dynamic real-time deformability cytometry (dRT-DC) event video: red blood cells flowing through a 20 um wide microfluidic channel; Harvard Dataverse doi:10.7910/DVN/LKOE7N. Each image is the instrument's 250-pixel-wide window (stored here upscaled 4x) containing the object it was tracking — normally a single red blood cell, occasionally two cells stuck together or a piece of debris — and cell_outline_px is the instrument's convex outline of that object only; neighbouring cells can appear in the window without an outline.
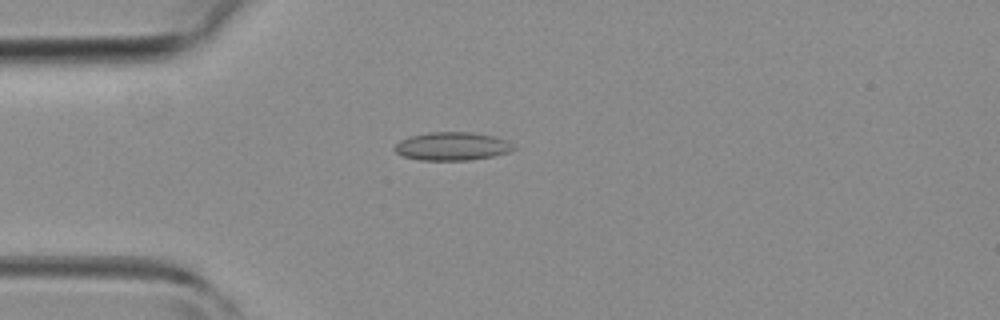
{"species": "common noctule bat (a hibernating species)", "species_latin": "Nyctalus noctula", "temperature_condition": "room temperature", "stored_images_in_passage": 36, "camera_frame_rate_fps": 3000, "um_per_image_px": 0.085, "animal": {"sex": "female", "body_mass_g": 19.3, "forearm_length_mm": 54.1}, "frame": {"image": 1, "passage_image": 3, "time_ms": 0.667, "image_size_px": [1000, 320], "cell_outline_px": [[516, 148], [508, 152], [492, 156], [468, 160], [420, 160], [404, 156], [396, 152], [392, 148], [400, 140], [408, 136], [428, 132], [472, 132], [492, 136], [508, 140]], "centroid_in_image_um": [38.4, 12.42], "position_along_channel_um": 46.6, "area_um2": 19.59}}
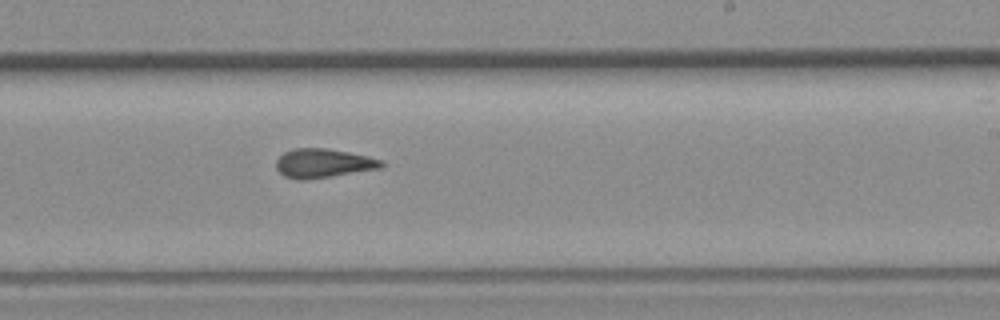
{"frame": {"image": 2, "passage_image": 18, "time_ms": 5.667, "image_size_px": [1000, 320], "cell_outline_px": [[384, 168], [332, 176], [300, 180], [284, 176], [276, 168], [276, 160], [284, 152], [296, 148], [328, 148], [368, 156], [380, 160], [384, 164]], "centroid_in_image_um": [27.49, 13.87], "position_along_channel_um": 261.5, "area_um2": 17.74}}
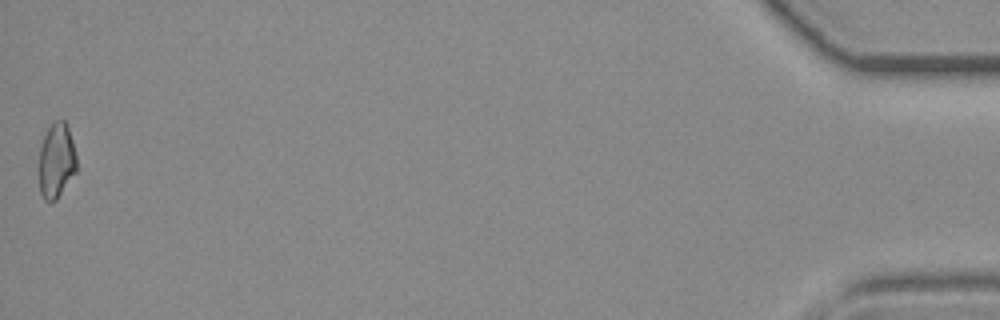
{"frame": {"image": 3, "passage_image": 36, "time_ms": 11.667, "image_size_px": [1000, 320], "cell_outline_px": [[76, 172], [56, 200], [44, 200], [40, 192], [40, 148], [44, 136], [52, 120], [64, 120], [68, 128], [72, 140], [76, 156]], "centroid_in_image_um": [4.8, 13.63], "position_along_channel_um": 430.4, "area_um2": 16.24}}